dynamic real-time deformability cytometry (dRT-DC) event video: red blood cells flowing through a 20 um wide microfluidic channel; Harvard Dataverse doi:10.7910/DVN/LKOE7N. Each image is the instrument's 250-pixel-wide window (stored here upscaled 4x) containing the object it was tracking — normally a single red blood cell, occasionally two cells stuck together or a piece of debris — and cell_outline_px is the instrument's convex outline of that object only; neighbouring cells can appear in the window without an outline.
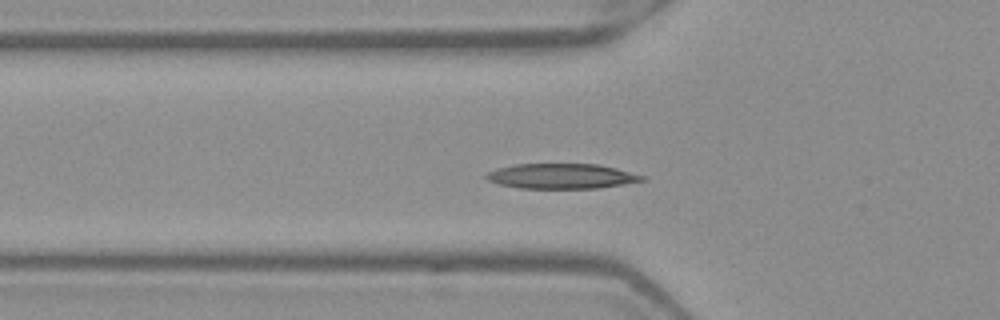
{"species": "Egyptian fruit bat (a non-hibernating species)", "species_latin": "Rousettus aegyptiacus", "temperature_condition": "warm", "stored_images_in_passage": 48, "segment_of_instrument_passage": [1, 2], "camera_frame_rate_fps": 3000, "um_per_image_px": 0.085, "frame": {"image": 1, "passage_image": 13, "time_ms": 4.0, "image_size_px": [1000, 320], "cell_outline_px": [[648, 180], [596, 188], [520, 188], [500, 184], [488, 180], [484, 176], [488, 172], [496, 168], [516, 164], [600, 164], [648, 176]], "centroid_in_image_um": [47.78, 14.96], "position_along_channel_um": 78.0, "area_um2": 22.83}}
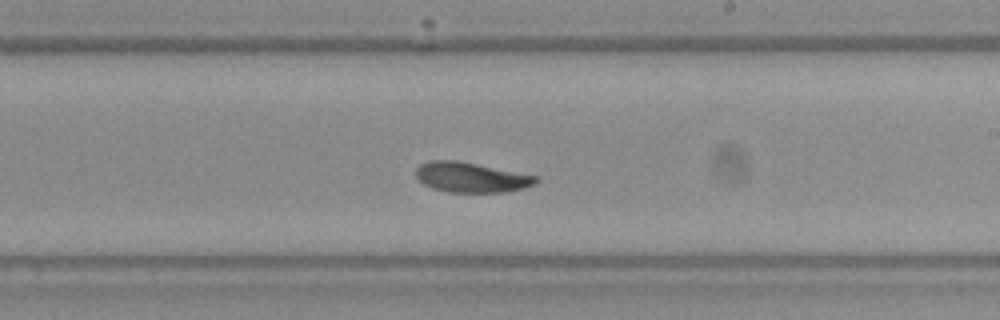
{"frame": {"image": 2, "passage_image": 26, "time_ms": 8.333, "image_size_px": [1000, 320], "cell_outline_px": [[540, 180], [536, 184], [524, 188], [508, 192], [448, 192], [432, 188], [424, 184], [416, 176], [416, 168], [420, 164], [428, 160], [456, 160], [536, 176]], "centroid_in_image_um": [40.04, 15.08], "position_along_channel_um": 249.0, "area_um2": 20.92}}
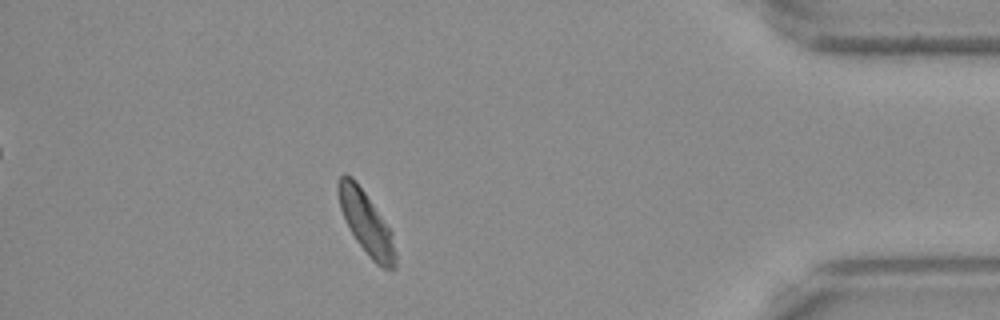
{"frame": {"image": 3, "passage_image": 41, "time_ms": 13.333, "image_size_px": [1000, 320], "cell_outline_px": [[396, 268], [384, 268], [376, 264], [368, 256], [356, 240], [340, 208], [336, 188], [336, 184], [340, 176], [344, 172], [352, 176], [356, 180], [392, 232], [396, 252]], "centroid_in_image_um": [31.12, 18.92], "position_along_channel_um": 404.1, "area_um2": 20.75}}